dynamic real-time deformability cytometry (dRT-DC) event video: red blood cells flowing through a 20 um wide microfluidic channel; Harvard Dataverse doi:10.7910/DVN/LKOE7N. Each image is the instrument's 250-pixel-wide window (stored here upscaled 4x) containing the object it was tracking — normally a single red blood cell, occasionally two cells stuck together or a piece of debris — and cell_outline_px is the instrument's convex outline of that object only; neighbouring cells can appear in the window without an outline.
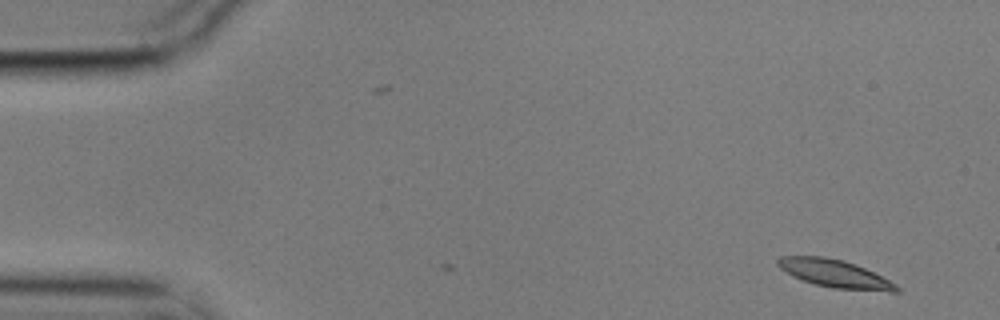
{"species": "common noctule bat (a hibernating species)", "species_latin": "Nyctalus noctula", "temperature_condition": "cold", "stored_images_in_passage": 21, "camera_frame_rate_fps": 3000, "um_per_image_px": 0.085, "animal": {"sex": "male", "body_mass_g": 17.9}, "frame": {"image": 1, "passage_image": 1, "time_ms": 0.0, "image_size_px": [1000, 320], "cell_outline_px": [[900, 292], [888, 292], [832, 288], [816, 284], [792, 276], [780, 268], [776, 264], [776, 260], [780, 256], [824, 256], [844, 260], [856, 264], [896, 284], [900, 288]], "centroid_in_image_um": [70.95, 23.26], "position_along_channel_um": 14.0, "area_um2": 19.25}}
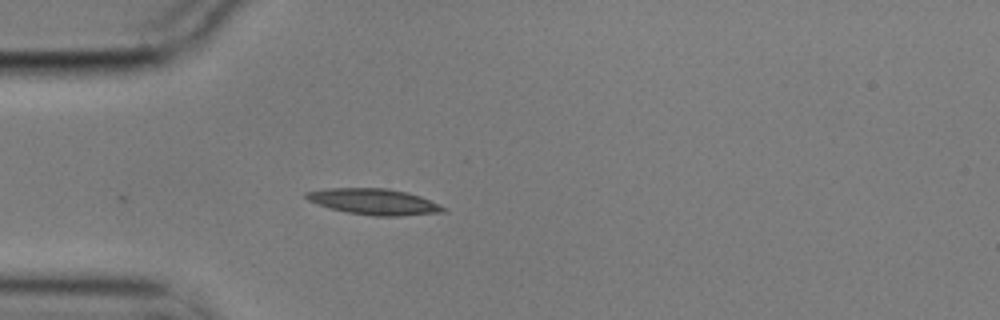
{"frame": {"image": 2, "passage_image": 15, "time_ms": 4.667, "image_size_px": [1000, 320], "cell_outline_px": [[448, 212], [400, 216], [376, 216], [348, 212], [328, 208], [308, 200], [304, 196], [304, 192], [328, 188], [388, 188], [408, 192], [420, 196], [440, 204], [448, 208]], "centroid_in_image_um": [31.84, 17.14], "position_along_channel_um": 53.2, "area_um2": 20.98}}
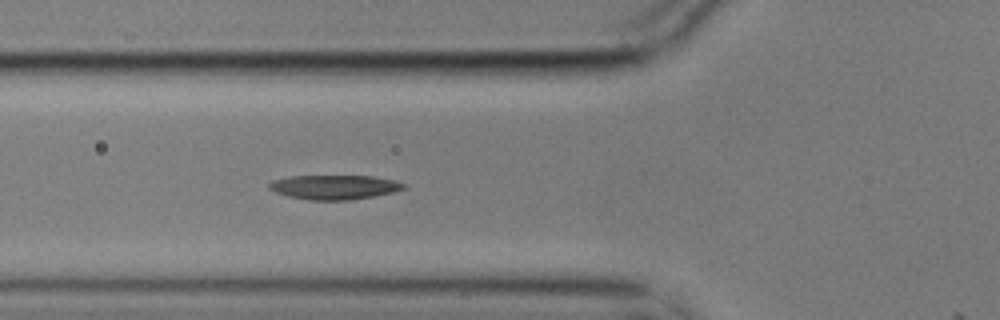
{"frame": {"image": 3, "passage_image": 20, "time_ms": 6.333, "image_size_px": [1000, 320], "cell_outline_px": [[408, 188], [392, 192], [372, 196], [348, 200], [308, 200], [288, 196], [276, 192], [268, 188], [268, 184], [272, 180], [292, 176], [372, 176], [396, 180], [404, 184]], "centroid_in_image_um": [28.42, 15.9], "position_along_channel_um": 97.4, "area_um2": 19.07}}